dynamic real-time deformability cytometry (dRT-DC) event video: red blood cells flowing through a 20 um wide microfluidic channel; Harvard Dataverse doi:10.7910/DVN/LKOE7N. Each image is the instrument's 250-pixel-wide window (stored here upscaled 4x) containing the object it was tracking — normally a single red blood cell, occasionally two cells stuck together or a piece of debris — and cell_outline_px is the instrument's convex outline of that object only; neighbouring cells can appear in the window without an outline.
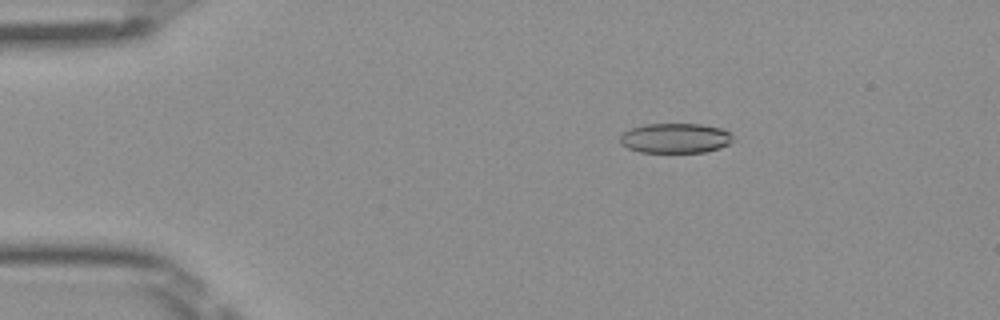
{"species": "Egyptian fruit bat (a non-hibernating species)", "species_latin": "Rousettus aegyptiacus", "temperature_condition": "room temperature", "stored_images_in_passage": 50, "camera_frame_rate_fps": 3000, "um_per_image_px": 0.085, "frame": {"image": 1, "passage_image": 9, "time_ms": 2.667, "image_size_px": [1000, 320], "cell_outline_px": [[732, 140], [728, 144], [720, 148], [704, 152], [640, 152], [628, 148], [620, 144], [620, 136], [624, 132], [632, 128], [644, 124], [700, 124], [720, 128], [732, 132]], "centroid_in_image_um": [57.4, 11.74], "position_along_channel_um": 27.6, "area_um2": 19.65}}
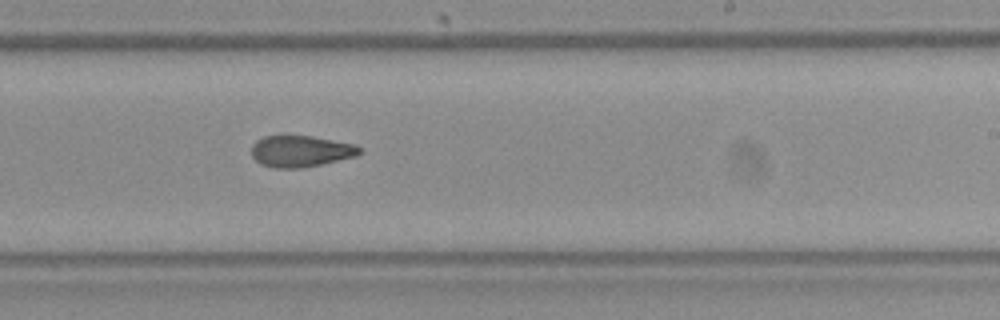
{"frame": {"image": 2, "passage_image": 31, "time_ms": 10.0, "image_size_px": [1000, 320], "cell_outline_px": [[360, 152], [356, 156], [304, 168], [272, 168], [260, 164], [252, 156], [252, 144], [256, 140], [264, 136], [312, 136], [356, 144], [360, 148]], "centroid_in_image_um": [25.54, 12.86], "position_along_channel_um": 263.5, "area_um2": 19.83}}
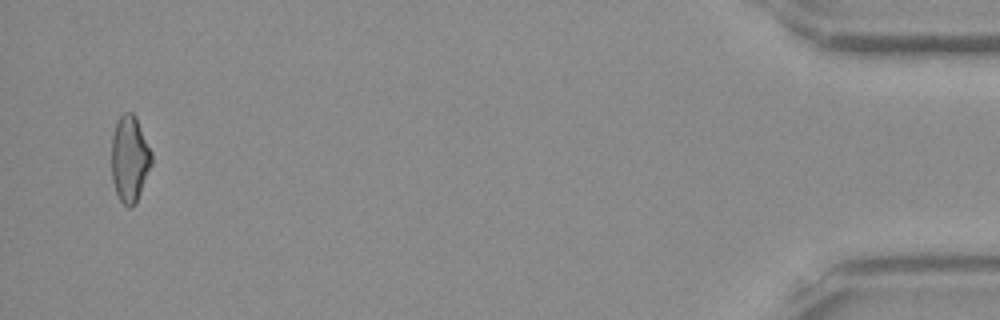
{"frame": {"image": 3, "passage_image": 49, "time_ms": 16.0, "image_size_px": [1000, 320], "cell_outline_px": [[152, 164], [136, 204], [132, 208], [128, 208], [120, 200], [116, 192], [112, 180], [112, 136], [116, 124], [120, 116], [124, 112], [132, 112], [136, 116], [152, 152]], "centroid_in_image_um": [11.04, 13.52], "position_along_channel_um": 424.2, "area_um2": 20.29}, "authors_computed_cell_mechanics": {"area_um2": 20.2878, "velocity_mm_per_s": 4.0728, "shape_relaxation_time_tau1_ms": null, "shape_relaxation_time_tau2_ms": 2.8014, "deformation_change_tau1": null, "deformation_change_tau2": 0.0919}}